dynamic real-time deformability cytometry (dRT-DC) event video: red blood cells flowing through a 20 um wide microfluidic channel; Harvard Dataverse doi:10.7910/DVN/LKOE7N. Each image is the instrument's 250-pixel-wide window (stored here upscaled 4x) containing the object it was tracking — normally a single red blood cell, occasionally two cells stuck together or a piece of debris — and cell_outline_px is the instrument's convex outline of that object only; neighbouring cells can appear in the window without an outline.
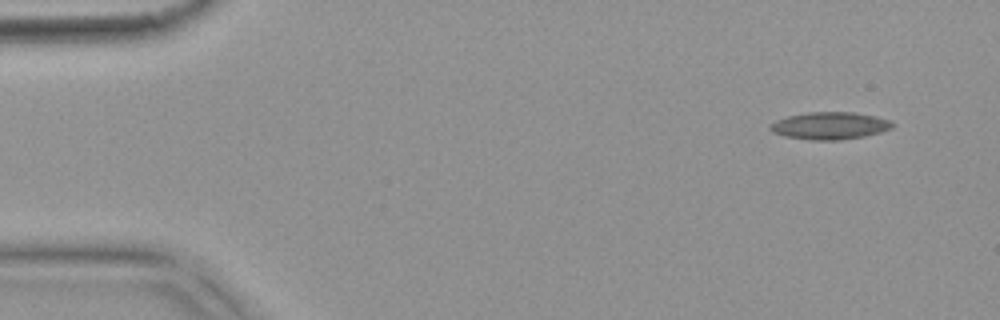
{"species": "common noctule bat (a hibernating species)", "species_latin": "Nyctalus noctula", "temperature_condition": "warm", "stored_images_in_passage": 4, "camera_frame_rate_fps": 3000, "um_per_image_px": 0.085, "animal": {"sex": "female", "body_mass_g": 18.4}, "frame": {"image": 1, "passage_image": 1, "time_ms": 0.0, "image_size_px": [1000, 320], "cell_outline_px": [[896, 124], [892, 128], [880, 132], [864, 136], [840, 140], [812, 140], [784, 136], [772, 132], [768, 128], [776, 120], [788, 116], [808, 112], [852, 112], [876, 116], [892, 120]], "centroid_in_image_um": [70.57, 10.68], "position_along_channel_um": 14.4, "area_um2": 19.54}}
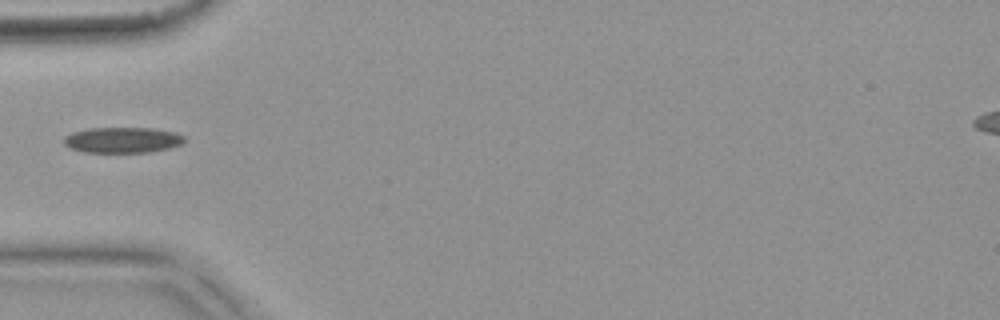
{"frame": {"image": 2, "passage_image": 4, "time_ms": 1.0, "image_size_px": [1000, 320], "cell_outline_px": [[184, 140], [180, 144], [168, 148], [148, 152], [84, 152], [72, 148], [64, 144], [64, 136], [72, 132], [88, 128], [152, 128], [176, 132], [184, 136]], "centroid_in_image_um": [10.4, 11.89], "position_along_channel_um": 74.6, "area_um2": 17.92}}